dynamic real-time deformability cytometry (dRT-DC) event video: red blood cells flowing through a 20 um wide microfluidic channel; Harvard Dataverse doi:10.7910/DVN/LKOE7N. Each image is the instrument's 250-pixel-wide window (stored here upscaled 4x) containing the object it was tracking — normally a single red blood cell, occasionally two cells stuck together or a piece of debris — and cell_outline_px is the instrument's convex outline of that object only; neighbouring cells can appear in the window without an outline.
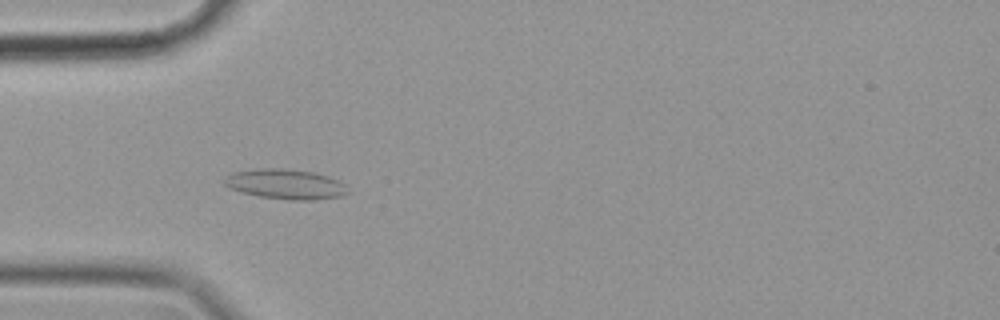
{"species": "common noctule bat (a hibernating species)", "species_latin": "Nyctalus noctula", "temperature_condition": "cold", "stored_images_in_passage": 56, "camera_frame_rate_fps": 3000, "um_per_image_px": 0.085, "animal": {"sex": "female", "body_mass_g": 19.9}, "frame": {"image": 1, "passage_image": 16, "time_ms": 5.0, "image_size_px": [1000, 320], "cell_outline_px": [[348, 192], [344, 196], [316, 200], [288, 200], [260, 196], [244, 192], [232, 188], [224, 184], [224, 180], [232, 172], [264, 168], [284, 168], [312, 172], [328, 176], [344, 184]], "centroid_in_image_um": [24.31, 15.66], "position_along_channel_um": 60.7, "area_um2": 21.33}}
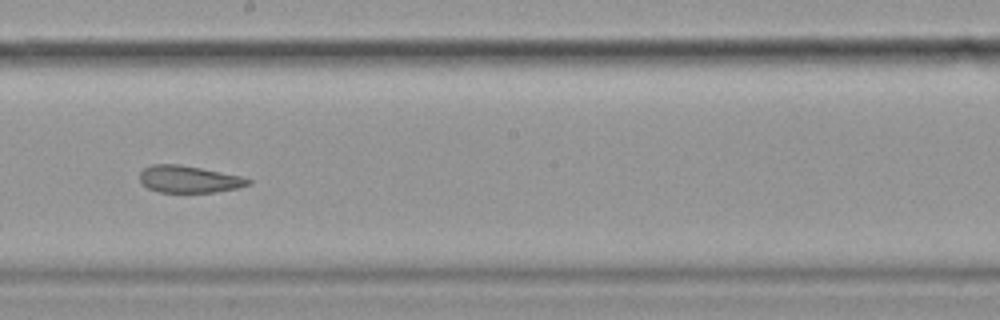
{"frame": {"image": 2, "passage_image": 31, "time_ms": 10.0, "image_size_px": [1000, 320], "cell_outline_px": [[252, 180], [248, 184], [236, 188], [216, 192], [160, 192], [148, 188], [140, 184], [140, 172], [144, 168], [152, 164], [180, 164], [240, 176]], "centroid_in_image_um": [16.0, 15.23], "position_along_channel_um": 232.2, "area_um2": 16.94}}
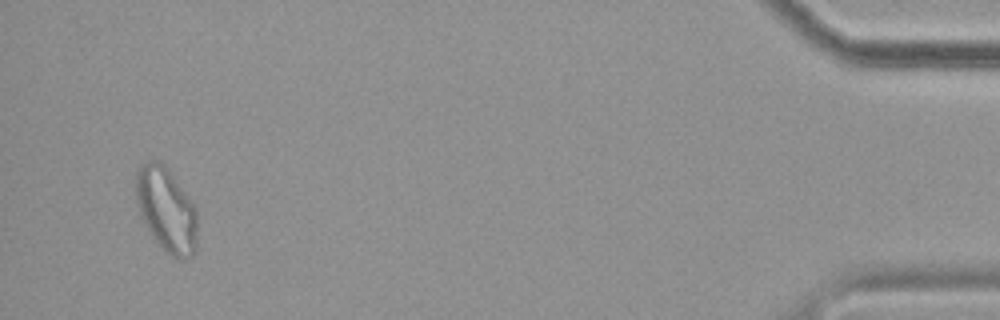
{"frame": {"image": 3, "passage_image": 54, "time_ms": 17.667, "image_size_px": [1000, 320], "cell_outline_px": [[196, 252], [192, 256], [180, 260], [164, 252], [160, 248], [152, 236], [140, 212], [136, 200], [136, 172], [140, 164], [148, 160], [156, 160], [164, 164], [168, 168], [196, 208]], "centroid_in_image_um": [14.14, 17.83], "position_along_channel_um": 421.1, "area_um2": 30.23}, "authors_computed_cell_mechanics": {"area_um2": 21.4438, "velocity_mm_per_s": 3.4811, "shape_relaxation_time_tau1_ms": null, "shape_relaxation_time_tau2_ms": 1.8708, "deformation_change_tau1": null, "deformation_change_tau2": 0.0785}}